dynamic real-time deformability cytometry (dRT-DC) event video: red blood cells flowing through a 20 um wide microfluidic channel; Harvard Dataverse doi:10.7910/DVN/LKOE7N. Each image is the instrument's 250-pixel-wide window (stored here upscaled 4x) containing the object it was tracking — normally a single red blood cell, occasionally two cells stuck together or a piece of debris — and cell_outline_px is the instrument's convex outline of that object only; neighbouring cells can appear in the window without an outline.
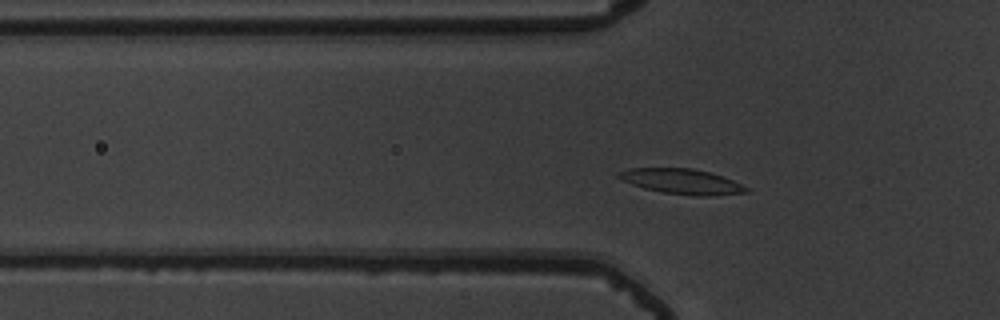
{"species": "common noctule bat (a hibernating species)", "species_latin": "Nyctalus noctula", "temperature_condition": "warm", "stored_images_in_passage": 46, "camera_frame_rate_fps": 3000, "um_per_image_px": 0.085, "animal": {"sex": "male", "body_mass_g": 19.5, "forearm_length_mm": 54.6}, "frame": {"image": 1, "passage_image": 10, "time_ms": 3.0, "image_size_px": [1000, 320], "cell_outline_px": [[748, 192], [708, 196], [696, 196], [664, 192], [644, 188], [632, 184], [616, 176], [616, 172], [628, 168], [692, 168], [724, 176], [748, 188]], "centroid_in_image_um": [57.93, 15.41], "position_along_channel_um": 67.9, "area_um2": 18.55}}
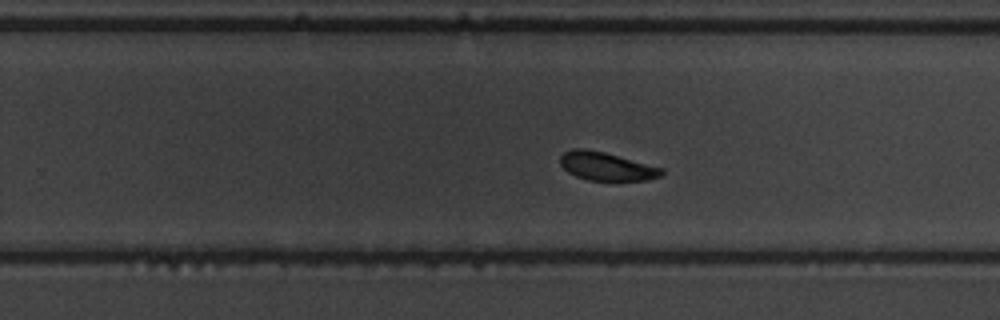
{"frame": {"image": 2, "passage_image": 27, "time_ms": 8.667, "image_size_px": [1000, 320], "cell_outline_px": [[664, 172], [660, 176], [648, 180], [588, 180], [576, 176], [568, 172], [560, 164], [560, 156], [564, 152], [572, 148], [584, 148], [604, 152], [664, 168]], "centroid_in_image_um": [51.54, 14.13], "position_along_channel_um": 278.3, "area_um2": 16.7}}
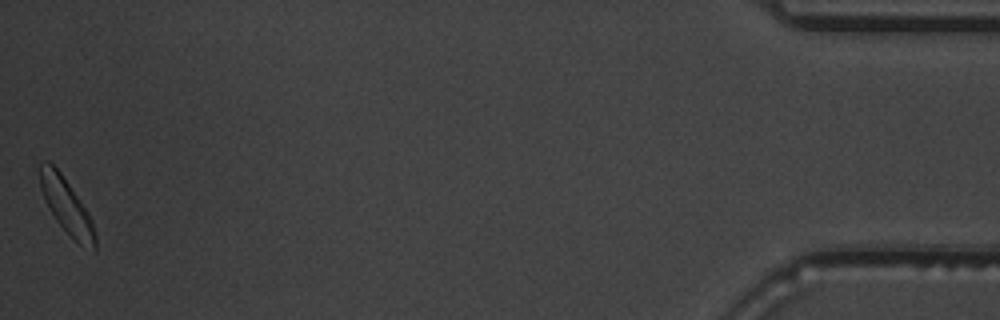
{"frame": {"image": 3, "passage_image": 46, "time_ms": 15.0, "image_size_px": [1000, 320], "cell_outline_px": [[96, 252], [80, 244], [56, 220], [44, 200], [40, 188], [40, 164], [44, 160], [48, 160], [60, 172], [80, 200], [88, 212], [92, 220], [96, 236]], "centroid_in_image_um": [5.66, 17.5], "position_along_channel_um": 429.5, "area_um2": 17.4}, "authors_computed_cell_mechanics": {"area_um2": 17.6579, "velocity_mm_per_s": 3.7468, "shape_relaxation_time_tau1_ms": 3.6086, "shape_relaxation_time_tau2_ms": null, "deformation_change_tau1": 0.1547, "deformation_change_tau2": null}}